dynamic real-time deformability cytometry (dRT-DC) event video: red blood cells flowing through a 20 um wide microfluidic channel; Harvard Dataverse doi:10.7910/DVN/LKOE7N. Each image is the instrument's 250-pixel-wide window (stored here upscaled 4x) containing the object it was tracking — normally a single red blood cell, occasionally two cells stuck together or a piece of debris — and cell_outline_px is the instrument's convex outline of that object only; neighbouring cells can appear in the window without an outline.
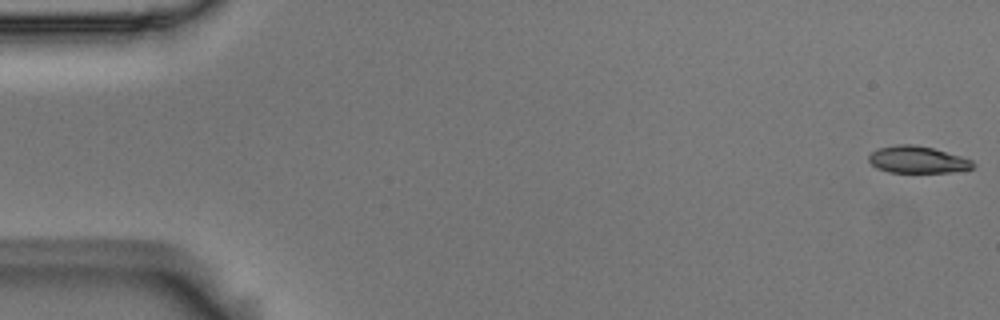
{"species": "Egyptian fruit bat (a non-hibernating species)", "species_latin": "Rousettus aegyptiacus", "temperature_condition": "room temperature", "stored_images_in_passage": 55, "camera_frame_rate_fps": 3000, "um_per_image_px": 0.085, "animal": {"sex": "male"}, "frame": {"image": 1, "passage_image": 1, "time_ms": 0.0, "image_size_px": [1000, 320], "cell_outline_px": [[976, 164], [972, 168], [952, 172], [888, 172], [876, 168], [868, 160], [868, 156], [876, 148], [896, 144], [912, 144], [932, 148], [960, 156], [972, 160]], "centroid_in_image_um": [77.95, 13.57], "position_along_channel_um": 7.0, "area_um2": 16.36}}
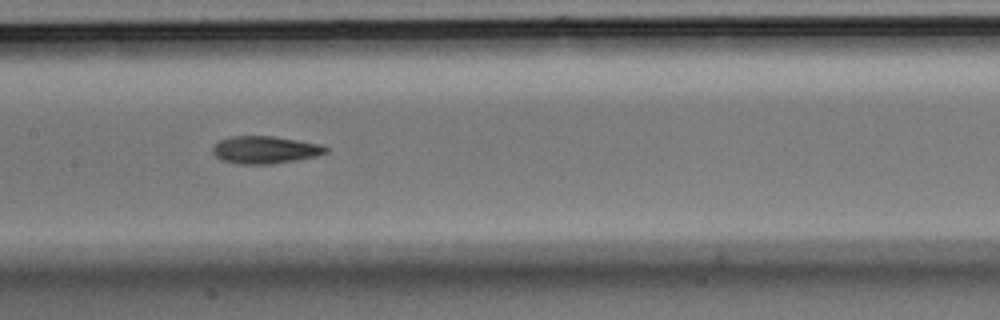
{"frame": {"image": 2, "passage_image": 27, "time_ms": 8.667, "image_size_px": [1000, 320], "cell_outline_px": [[328, 152], [316, 156], [296, 160], [272, 164], [240, 164], [220, 160], [212, 152], [212, 148], [220, 140], [232, 136], [272, 136], [324, 144], [328, 148]], "centroid_in_image_um": [22.56, 12.73], "position_along_channel_um": 184.8, "area_um2": 18.21}}
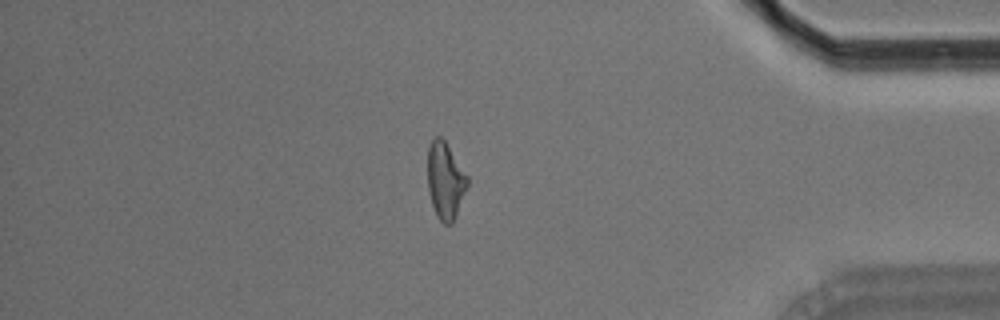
{"frame": {"image": 3, "passage_image": 47, "time_ms": 15.333, "image_size_px": [1000, 320], "cell_outline_px": [[468, 184], [452, 224], [444, 224], [436, 216], [432, 204], [428, 188], [428, 144], [436, 136], [440, 136], [444, 140], [468, 176]], "centroid_in_image_um": [37.84, 15.35], "position_along_channel_um": 397.4, "area_um2": 17.57}, "authors_computed_cell_mechanics": {"area_um2": 17.918, "velocity_mm_per_s": 3.6748, "shape_relaxation_time_tau1_ms": 4.4801, "shape_relaxation_time_tau2_ms": 3.1309, "deformation_change_tau1": 0.1685, "deformation_change_tau2": 0.1084}}